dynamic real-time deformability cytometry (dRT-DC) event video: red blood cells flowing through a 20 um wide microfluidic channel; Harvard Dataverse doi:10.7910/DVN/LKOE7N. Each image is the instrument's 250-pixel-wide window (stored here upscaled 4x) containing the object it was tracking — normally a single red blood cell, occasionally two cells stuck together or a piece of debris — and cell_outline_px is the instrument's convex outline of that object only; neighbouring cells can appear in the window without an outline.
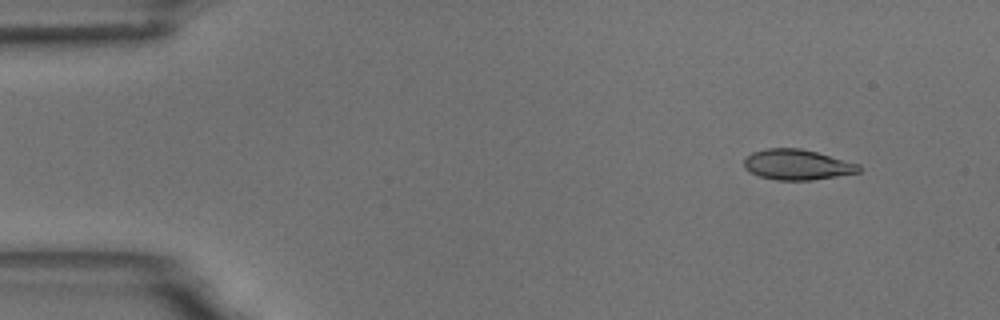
{"species": "common noctule bat (a hibernating species)", "species_latin": "Nyctalus noctula", "temperature_condition": "room temperature", "stored_images_in_passage": 6, "camera_frame_rate_fps": 3000, "um_per_image_px": 0.085, "animal": {"sex": "male", "body_mass_g": 18.8}, "frame": {"image": 1, "passage_image": 2, "time_ms": 1.0, "image_size_px": [1000, 320], "cell_outline_px": [[860, 172], [812, 180], [776, 180], [760, 176], [744, 168], [744, 160], [752, 152], [764, 148], [800, 148], [816, 152], [860, 164]], "centroid_in_image_um": [67.75, 13.99], "position_along_channel_um": 17.2, "area_um2": 20.23}}
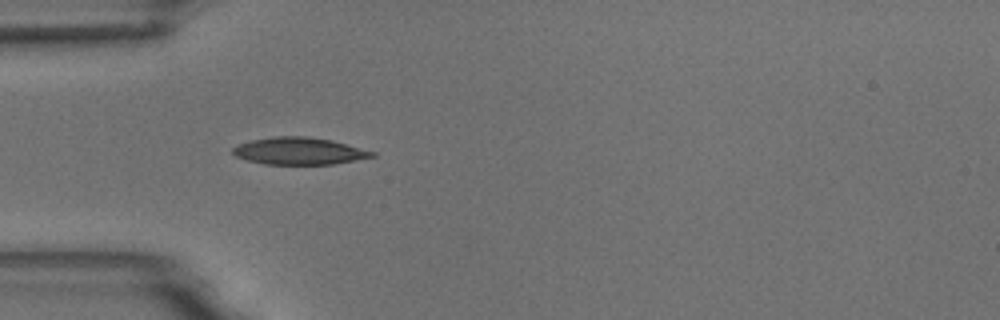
{"frame": {"image": 2, "passage_image": 5, "time_ms": 4.667, "image_size_px": [1000, 320], "cell_outline_px": [[376, 156], [332, 164], [264, 164], [248, 160], [236, 156], [232, 152], [232, 148], [240, 144], [252, 140], [272, 136], [304, 136], [332, 140], [376, 152]], "centroid_in_image_um": [25.43, 12.83], "position_along_channel_um": 59.6, "area_um2": 21.85}}